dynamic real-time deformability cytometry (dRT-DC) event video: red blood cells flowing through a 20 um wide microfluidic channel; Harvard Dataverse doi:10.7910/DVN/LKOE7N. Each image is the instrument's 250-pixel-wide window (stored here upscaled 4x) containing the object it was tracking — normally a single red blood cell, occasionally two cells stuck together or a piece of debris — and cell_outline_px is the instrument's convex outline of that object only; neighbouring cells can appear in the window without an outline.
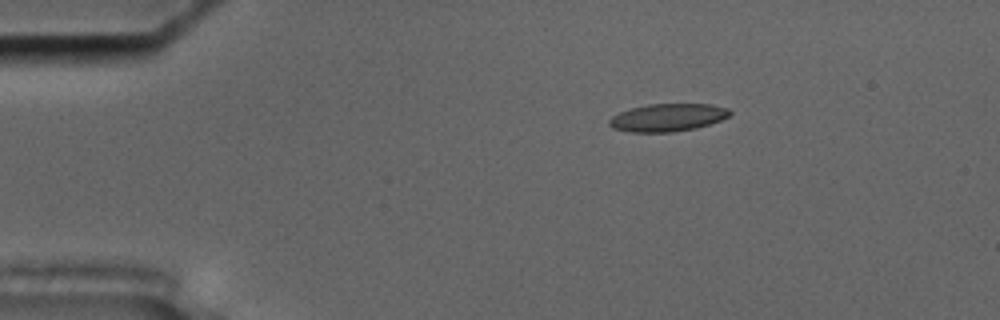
{"species": "common noctule bat (a hibernating species)", "species_latin": "Nyctalus noctula", "temperature_condition": "cold", "stored_images_in_passage": 56, "camera_frame_rate_fps": 3000, "um_per_image_px": 0.085, "animal": {"sex": "male", "body_mass_g": 17.5, "forearm_length_mm": 52.3}, "frame": {"image": 1, "passage_image": 10, "time_ms": 3.0, "image_size_px": [1000, 320], "cell_outline_px": [[732, 112], [728, 116], [720, 120], [696, 128], [672, 132], [632, 132], [612, 128], [608, 124], [608, 120], [612, 116], [620, 112], [632, 108], [648, 104], [712, 104], [728, 108]], "centroid_in_image_um": [56.74, 9.99], "position_along_channel_um": 28.3, "area_um2": 19.42}}
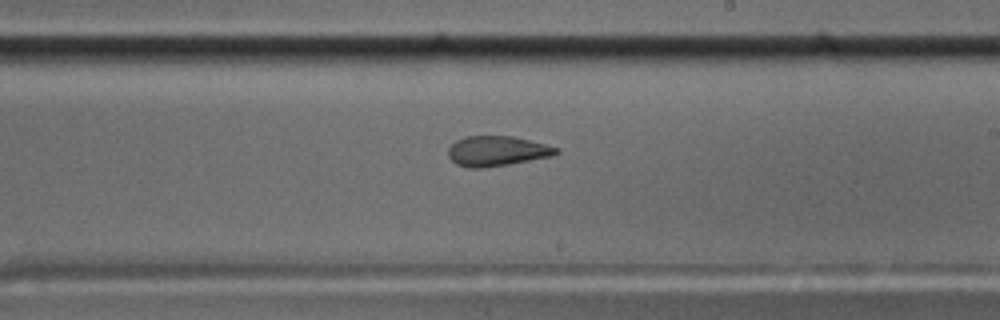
{"frame": {"image": 2, "passage_image": 33, "time_ms": 10.667, "image_size_px": [1000, 320], "cell_outline_px": [[560, 152], [552, 156], [508, 164], [484, 168], [468, 168], [456, 164], [448, 156], [448, 148], [456, 140], [464, 136], [512, 136], [560, 148]], "centroid_in_image_um": [42.22, 12.84], "position_along_channel_um": 246.8, "area_um2": 18.9}}
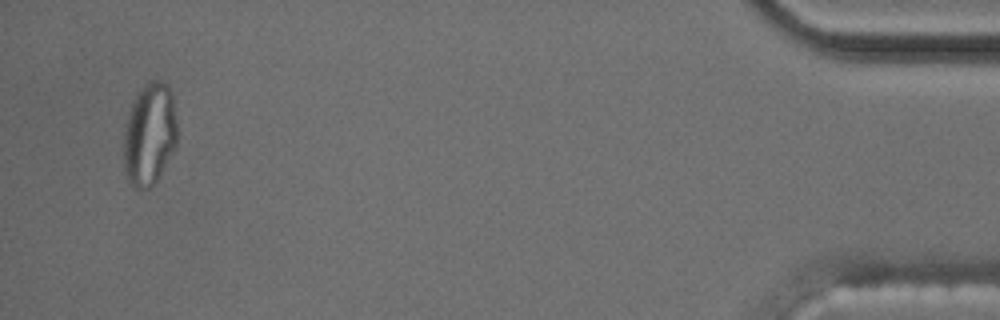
{"frame": {"image": 3, "passage_image": 54, "time_ms": 17.667, "image_size_px": [1000, 320], "cell_outline_px": [[176, 148], [156, 184], [140, 192], [132, 188], [128, 184], [124, 172], [124, 128], [128, 112], [132, 100], [136, 92], [148, 80], [160, 80], [168, 84], [172, 92], [176, 120]], "centroid_in_image_um": [12.69, 11.45], "position_along_channel_um": 422.5, "area_um2": 33.18}, "authors_computed_cell_mechanics": {"area_um2": 19.941, "velocity_mm_per_s": 3.6287, "shape_relaxation_time_tau1_ms": null, "shape_relaxation_time_tau2_ms": 2.0372, "deformation_change_tau1": null, "deformation_change_tau2": 0.0907}}